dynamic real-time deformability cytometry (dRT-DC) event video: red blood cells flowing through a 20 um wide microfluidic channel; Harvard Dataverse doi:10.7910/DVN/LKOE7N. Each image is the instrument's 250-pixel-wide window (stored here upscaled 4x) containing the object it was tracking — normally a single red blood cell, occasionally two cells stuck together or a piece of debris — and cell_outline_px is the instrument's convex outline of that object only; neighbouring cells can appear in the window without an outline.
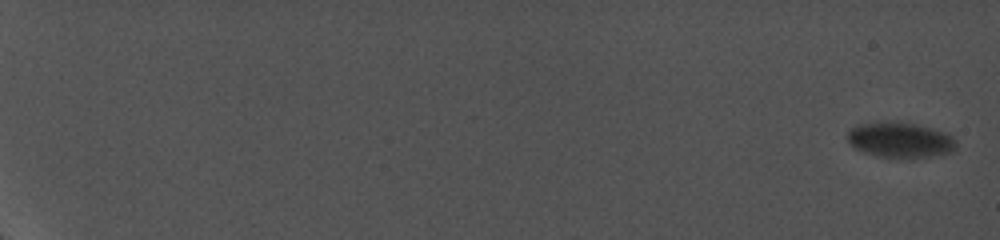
{"species": "common noctule bat (a hibernating species)", "species_latin": "Nyctalus noctula", "temperature_condition": "cold", "stored_images_in_passage": 15, "camera_frame_rate_fps": 5000, "um_per_image_px": 0.085, "animal": {"sex": "female", "body_mass_g": 19.0, "forearm_length_mm": 56.7}, "frame": {"image": 1, "passage_image": 1, "time_ms": 0.0, "image_size_px": [1000, 240], "cell_outline_px": [[956, 152], [936, 156], [908, 160], [900, 160], [876, 156], [864, 152], [856, 148], [848, 140], [848, 132], [852, 128], [860, 124], [888, 120], [916, 124], [932, 128], [944, 132], [952, 136], [956, 140]], "centroid_in_image_um": [76.58, 11.93], "position_along_channel_um": 8.4, "area_um2": 23.24}}
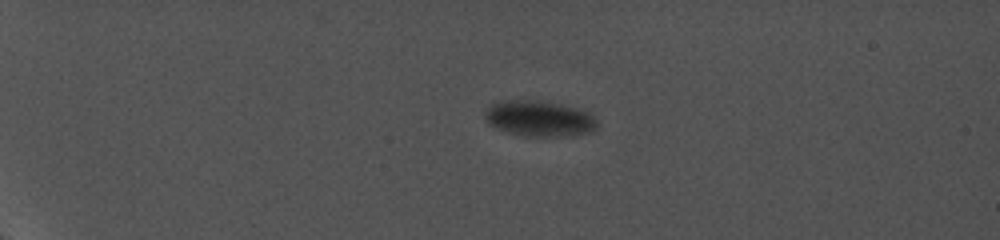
{"frame": {"image": 2, "passage_image": 7, "time_ms": 6.0, "image_size_px": [1000, 240], "cell_outline_px": [[596, 128], [588, 132], [576, 136], [524, 136], [508, 132], [496, 128], [488, 124], [484, 116], [484, 112], [492, 104], [500, 100], [536, 100], [576, 108], [588, 112], [596, 120]], "centroid_in_image_um": [45.8, 10.08], "position_along_channel_um": 39.2, "area_um2": 23.29}}
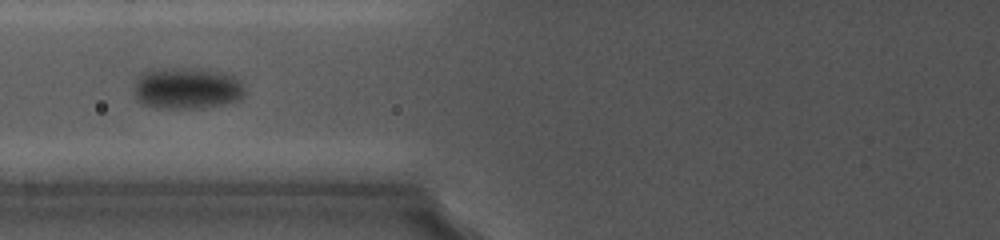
{"frame": {"image": 3, "passage_image": 12, "time_ms": 10.8, "image_size_px": [1000, 240], "cell_outline_px": [[244, 92], [236, 100], [224, 104], [196, 108], [164, 108], [144, 104], [136, 100], [136, 76], [152, 68], [200, 68], [224, 72], [240, 80], [244, 88]], "centroid_in_image_um": [15.87, 7.47], "position_along_channel_um": 109.9, "area_um2": 26.76}}